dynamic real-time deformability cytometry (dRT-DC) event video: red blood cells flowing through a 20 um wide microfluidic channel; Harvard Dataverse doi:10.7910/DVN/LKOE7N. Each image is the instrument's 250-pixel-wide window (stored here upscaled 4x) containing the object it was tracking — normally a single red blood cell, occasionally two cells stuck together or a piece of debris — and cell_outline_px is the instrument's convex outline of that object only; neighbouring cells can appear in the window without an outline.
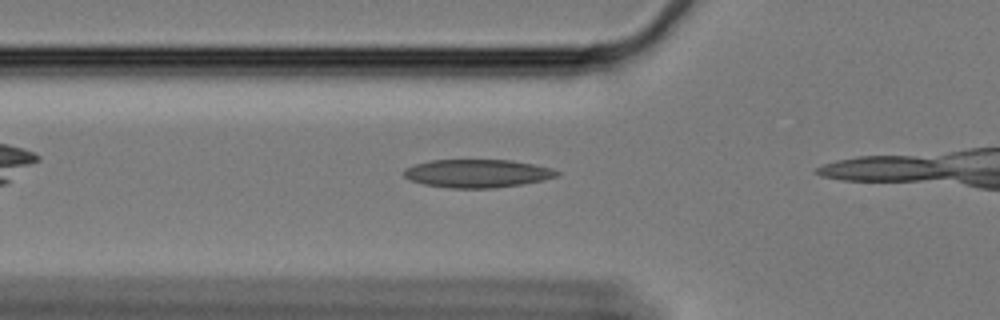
{"species": "Egyptian fruit bat (a non-hibernating species)", "species_latin": "Rousettus aegyptiacus", "temperature_condition": "cold", "stored_images_in_passage": 9, "camera_frame_rate_fps": 3000, "um_per_image_px": 0.085, "animal": {"sex": "female"}, "frame": {"image": 1, "passage_image": 4, "time_ms": 1.0, "image_size_px": [1000, 320], "cell_outline_px": [[560, 176], [544, 180], [524, 184], [496, 188], [452, 188], [424, 184], [412, 180], [404, 176], [404, 168], [416, 164], [432, 160], [512, 160], [552, 168], [560, 172]], "centroid_in_image_um": [40.63, 14.74], "position_along_channel_um": 85.2, "area_um2": 25.14}}
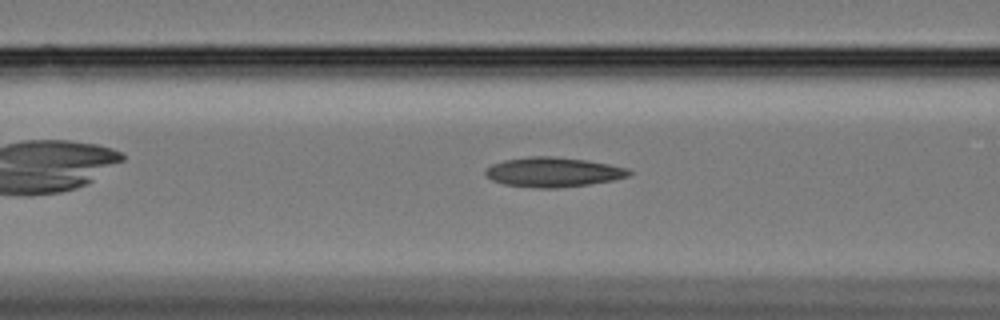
{"frame": {"image": 2, "passage_image": 7, "time_ms": 2.0, "image_size_px": [1000, 320], "cell_outline_px": [[632, 172], [628, 176], [616, 180], [588, 184], [556, 188], [540, 188], [504, 184], [492, 180], [484, 172], [492, 164], [504, 160], [532, 156], [552, 156], [588, 160], [628, 168]], "centroid_in_image_um": [47.05, 14.62], "position_along_channel_um": 119.5, "area_um2": 24.68}}